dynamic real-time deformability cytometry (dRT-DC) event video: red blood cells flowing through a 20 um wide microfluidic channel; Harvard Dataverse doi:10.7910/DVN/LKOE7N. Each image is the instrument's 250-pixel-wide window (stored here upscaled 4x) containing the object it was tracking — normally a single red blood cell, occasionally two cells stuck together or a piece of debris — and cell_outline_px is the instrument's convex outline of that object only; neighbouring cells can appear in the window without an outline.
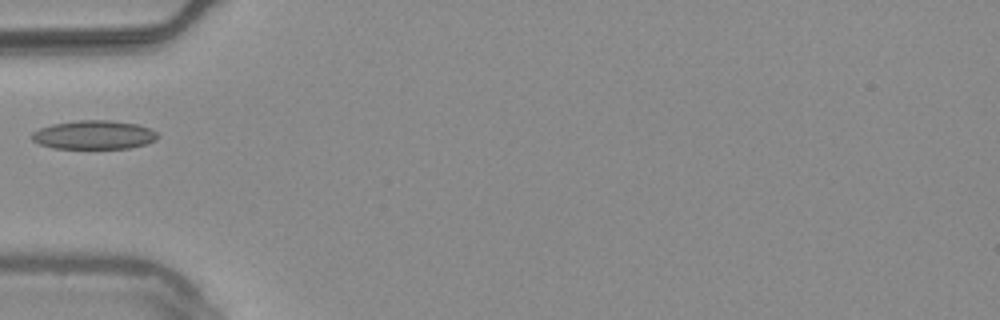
{"species": "common noctule bat (a hibernating species)", "species_latin": "Nyctalus noctula", "temperature_condition": "warm", "stored_images_in_passage": 34, "camera_frame_rate_fps": 3000, "um_per_image_px": 0.085, "animal": {"sex": "male", "body_mass_g": 20.4}, "frame": {"image": 1, "passage_image": 1, "time_ms": 0.0, "image_size_px": [1000, 320], "cell_outline_px": [[160, 136], [156, 140], [144, 144], [128, 148], [52, 148], [40, 144], [32, 140], [32, 132], [40, 128], [52, 124], [76, 120], [112, 120], [136, 124], [148, 128], [156, 132]], "centroid_in_image_um": [7.98, 11.46], "position_along_channel_um": 77.0, "area_um2": 21.04}}
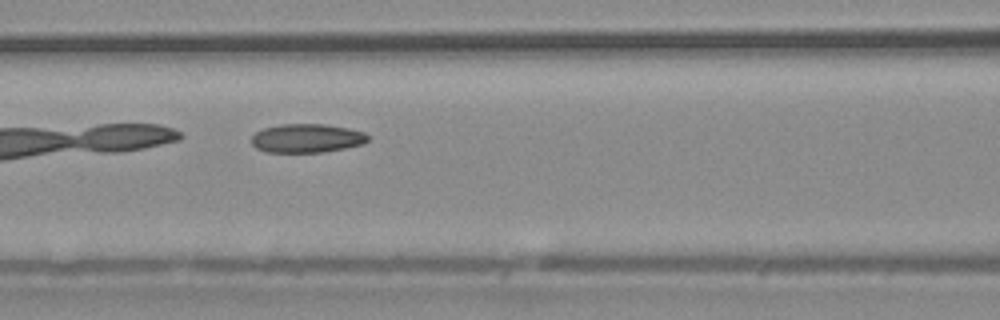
{"frame": {"image": 2, "passage_image": 6, "time_ms": 1.667, "image_size_px": [1000, 320], "cell_outline_px": [[368, 140], [364, 144], [324, 152], [268, 152], [256, 148], [252, 144], [252, 136], [256, 132], [264, 128], [280, 124], [324, 124], [348, 128], [364, 132], [368, 136]], "centroid_in_image_um": [26.08, 11.75], "position_along_channel_um": 140.5, "area_um2": 19.48}}
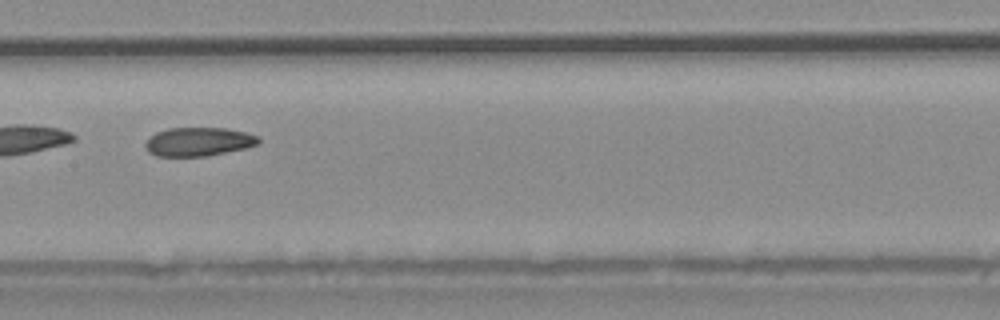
{"frame": {"image": 3, "passage_image": 10, "time_ms": 3.0, "image_size_px": [1000, 320], "cell_outline_px": [[260, 144], [244, 148], [204, 156], [156, 156], [148, 152], [144, 144], [156, 132], [168, 128], [224, 128], [244, 132], [260, 136]], "centroid_in_image_um": [16.88, 12.04], "position_along_channel_um": 190.5, "area_um2": 18.79}}